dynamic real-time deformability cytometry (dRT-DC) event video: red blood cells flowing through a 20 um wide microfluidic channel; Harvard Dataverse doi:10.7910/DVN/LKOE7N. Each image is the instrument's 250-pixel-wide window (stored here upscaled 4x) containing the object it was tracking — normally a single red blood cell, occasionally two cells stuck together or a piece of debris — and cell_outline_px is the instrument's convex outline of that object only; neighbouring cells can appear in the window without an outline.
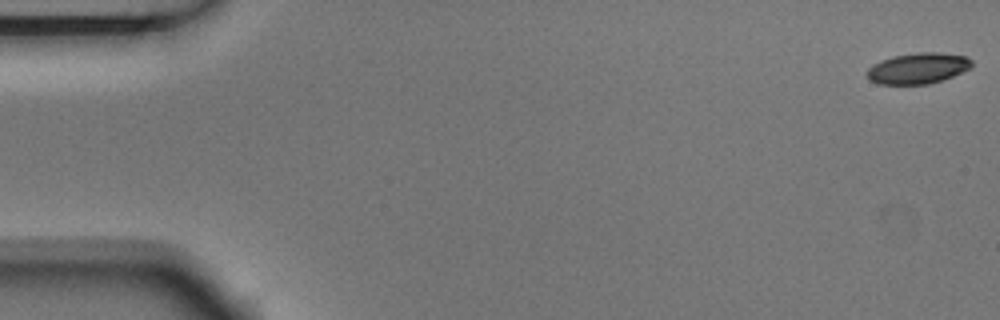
{"species": "Egyptian fruit bat (a non-hibernating species)", "species_latin": "Rousettus aegyptiacus", "temperature_condition": "room temperature", "stored_images_in_passage": 6, "camera_frame_rate_fps": 3000, "um_per_image_px": 0.085, "animal": {"sex": "male"}, "frame": {"image": 1, "passage_image": 1, "time_ms": 0.0, "image_size_px": [1000, 320], "cell_outline_px": [[972, 64], [968, 68], [952, 76], [928, 84], [880, 84], [868, 80], [868, 68], [872, 64], [880, 60], [892, 56], [920, 52], [940, 52], [968, 56], [972, 60]], "centroid_in_image_um": [78.0, 5.79], "position_along_channel_um": 7.0, "area_um2": 18.79}}
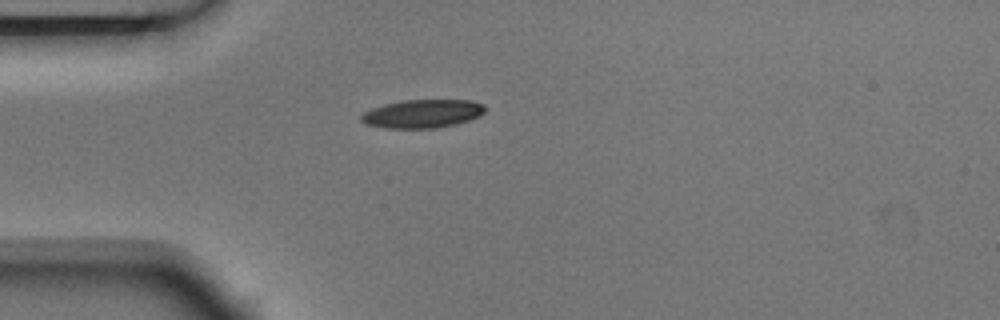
{"frame": {"image": 2, "passage_image": 5, "time_ms": 1.333, "image_size_px": [1000, 320], "cell_outline_px": [[484, 112], [480, 116], [468, 120], [436, 128], [384, 128], [368, 124], [360, 120], [360, 116], [364, 112], [372, 108], [384, 104], [404, 100], [472, 100], [484, 104]], "centroid_in_image_um": [35.9, 9.66], "position_along_channel_um": 49.1, "area_um2": 20.35}}